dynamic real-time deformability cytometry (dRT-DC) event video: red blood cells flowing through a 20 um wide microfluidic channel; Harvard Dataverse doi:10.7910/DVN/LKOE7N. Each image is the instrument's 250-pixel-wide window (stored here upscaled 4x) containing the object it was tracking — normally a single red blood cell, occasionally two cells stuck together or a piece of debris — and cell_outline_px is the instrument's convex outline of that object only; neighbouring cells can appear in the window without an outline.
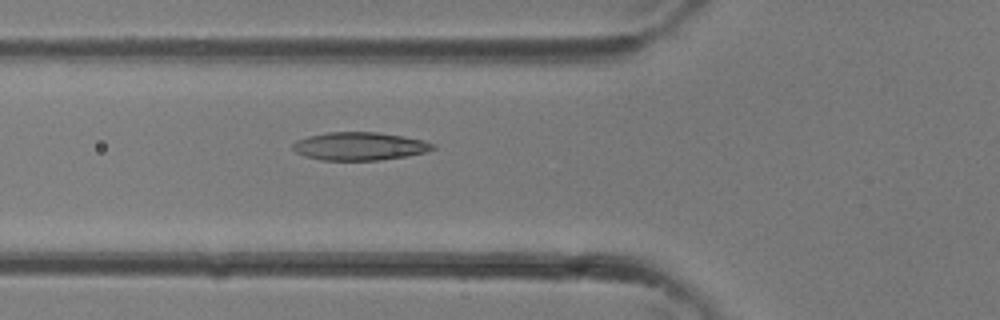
{"species": "common noctule bat (a hibernating species)", "species_latin": "Nyctalus noctula", "temperature_condition": "room temperature", "stored_images_in_passage": 35, "camera_frame_rate_fps": 3000, "um_per_image_px": 0.085, "animal": {"sex": "female"}, "frame": {"image": 1, "passage_image": 13, "time_ms": 4.0, "image_size_px": [1000, 320], "cell_outline_px": [[436, 148], [424, 152], [408, 156], [380, 160], [320, 160], [304, 156], [296, 152], [292, 148], [292, 144], [296, 140], [308, 136], [328, 132], [376, 132], [400, 136], [420, 140], [436, 144]], "centroid_in_image_um": [30.53, 12.43], "position_along_channel_um": 95.3, "area_um2": 22.83}}
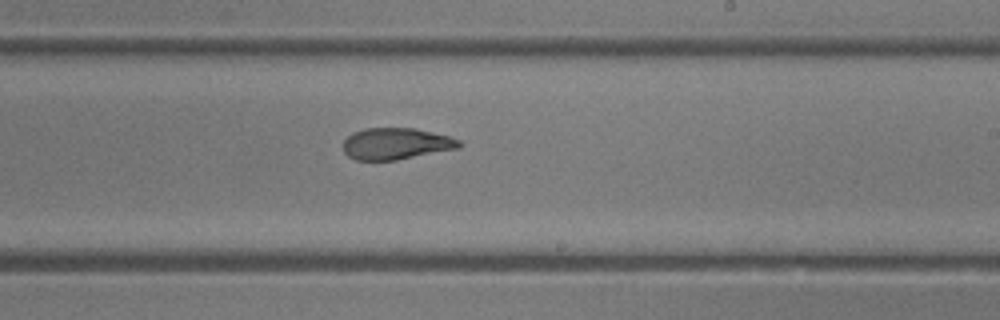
{"frame": {"image": 2, "passage_image": 21, "time_ms": 6.667, "image_size_px": [1000, 320], "cell_outline_px": [[464, 144], [460, 148], [396, 160], [356, 160], [348, 156], [344, 152], [344, 140], [352, 132], [364, 128], [416, 128], [448, 136], [460, 140]], "centroid_in_image_um": [33.68, 12.21], "position_along_channel_um": 255.3, "area_um2": 21.44}}
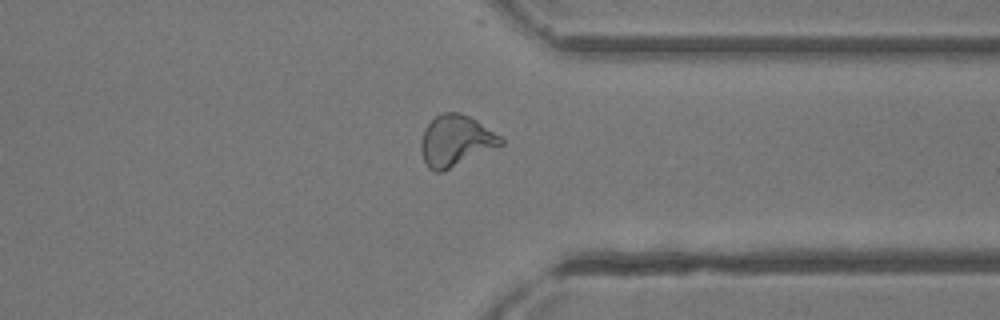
{"frame": {"image": 3, "passage_image": 27, "time_ms": 8.667, "image_size_px": [1000, 320], "cell_outline_px": [[504, 144], [444, 172], [436, 172], [428, 168], [424, 160], [420, 148], [420, 144], [424, 128], [436, 116], [444, 112], [460, 112], [476, 120], [500, 136], [504, 140]], "centroid_in_image_um": [38.72, 11.98], "position_along_channel_um": 372.7, "area_um2": 23.81}}